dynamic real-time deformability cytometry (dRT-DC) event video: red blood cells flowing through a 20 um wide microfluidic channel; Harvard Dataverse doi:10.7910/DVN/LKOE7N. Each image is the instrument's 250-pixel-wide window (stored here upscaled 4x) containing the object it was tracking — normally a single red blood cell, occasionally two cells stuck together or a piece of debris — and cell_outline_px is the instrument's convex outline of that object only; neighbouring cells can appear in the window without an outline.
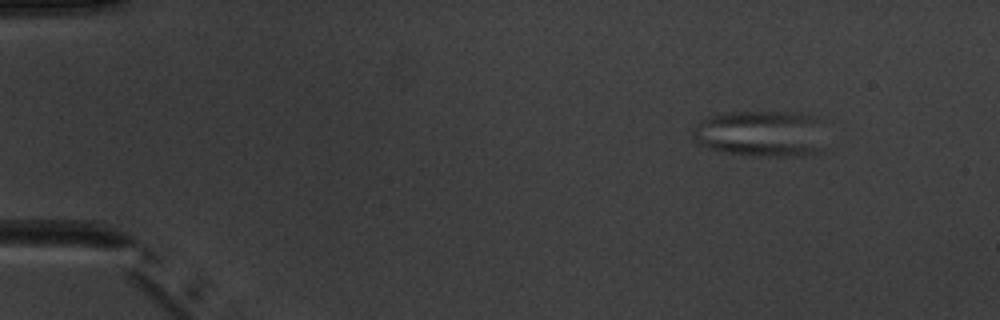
{"species": "common noctule bat (a hibernating species)", "species_latin": "Nyctalus noctula", "temperature_condition": "warm", "stored_images_in_passage": 3, "camera_frame_rate_fps": 3000, "um_per_image_px": 0.085, "animal": {"sex": "male", "body_mass_g": 20.1, "forearm_length_mm": 53.5}, "frame": {"image": 1, "passage_image": 1, "time_ms": 0.0, "image_size_px": [1000, 320], "cell_outline_px": [[824, 148], [820, 152], [800, 156], [756, 156], [724, 152], [708, 148], [696, 144], [692, 136], [692, 124], [708, 116], [728, 112], [804, 112], [816, 116], [820, 120]], "centroid_in_image_um": [64.66, 11.35], "position_along_channel_um": 20.3, "area_um2": 36.82}}